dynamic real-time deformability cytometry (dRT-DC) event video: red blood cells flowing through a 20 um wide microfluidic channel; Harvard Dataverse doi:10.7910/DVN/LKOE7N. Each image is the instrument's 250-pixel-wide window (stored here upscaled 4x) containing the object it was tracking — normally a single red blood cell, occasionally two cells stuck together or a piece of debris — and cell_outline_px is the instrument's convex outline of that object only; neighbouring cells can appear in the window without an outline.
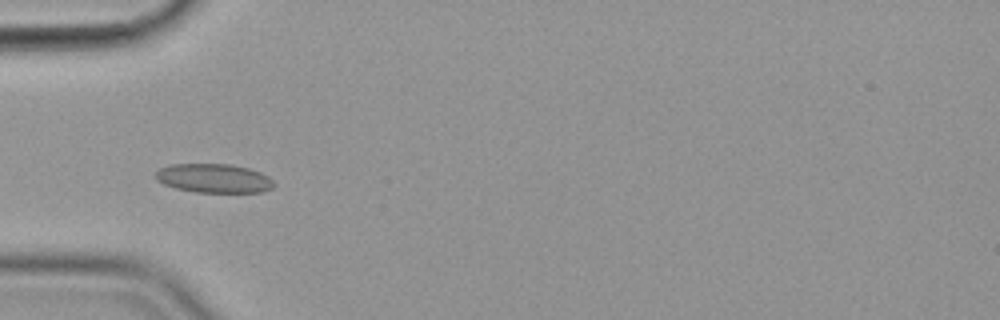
{"species": "common noctule bat (a hibernating species)", "species_latin": "Nyctalus noctula", "temperature_condition": "cold", "stored_images_in_passage": 40, "camera_frame_rate_fps": 3000, "um_per_image_px": 0.085, "animal": {"sex": "female", "body_mass_g": 19.9}, "frame": {"image": 1, "passage_image": 2, "time_ms": 0.333, "image_size_px": [1000, 320], "cell_outline_px": [[276, 184], [272, 188], [264, 192], [196, 192], [176, 188], [164, 184], [156, 180], [156, 172], [160, 168], [172, 164], [232, 164], [248, 168], [260, 172], [268, 176]], "centroid_in_image_um": [18.2, 15.15], "position_along_channel_um": 66.8, "area_um2": 20.0}}
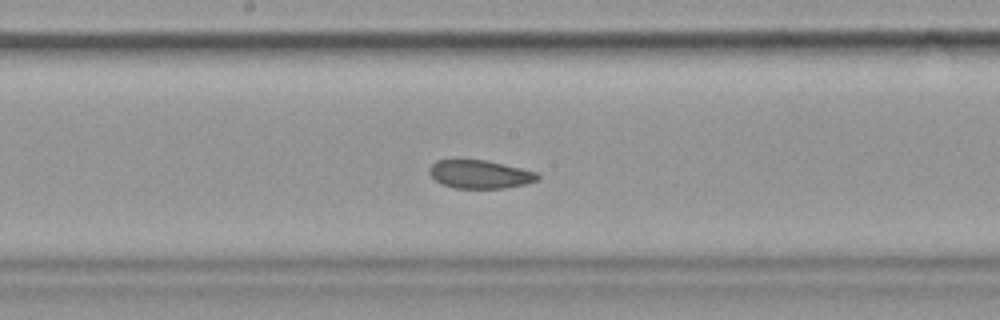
{"frame": {"image": 2, "passage_image": 14, "time_ms": 4.333, "image_size_px": [1000, 320], "cell_outline_px": [[540, 176], [536, 180], [524, 184], [504, 188], [456, 188], [440, 184], [428, 172], [428, 168], [436, 160], [484, 160], [504, 164], [536, 172]], "centroid_in_image_um": [40.75, 14.81], "position_along_channel_um": 207.4, "area_um2": 17.69}}
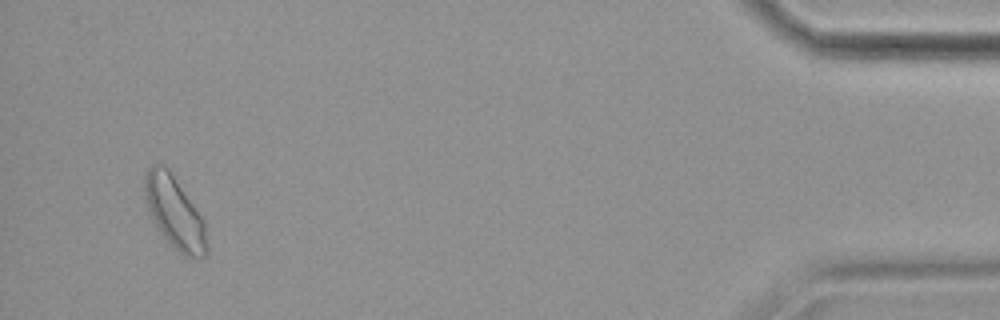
{"frame": {"image": 3, "passage_image": 38, "time_ms": 12.333, "image_size_px": [1000, 320], "cell_outline_px": [[208, 252], [204, 256], [196, 260], [184, 256], [164, 236], [156, 224], [148, 208], [144, 196], [144, 172], [152, 164], [164, 164], [168, 168], [204, 220], [208, 244]], "centroid_in_image_um": [14.86, 18.06], "position_along_channel_um": 420.3, "area_um2": 25.89}, "authors_computed_cell_mechanics": {"area_um2": 19.2474, "velocity_mm_per_s": 3.5454, "shape_relaxation_time_tau1_ms": null, "shape_relaxation_time_tau2_ms": 3.0603, "deformation_change_tau1": null, "deformation_change_tau2": 0.0705}}